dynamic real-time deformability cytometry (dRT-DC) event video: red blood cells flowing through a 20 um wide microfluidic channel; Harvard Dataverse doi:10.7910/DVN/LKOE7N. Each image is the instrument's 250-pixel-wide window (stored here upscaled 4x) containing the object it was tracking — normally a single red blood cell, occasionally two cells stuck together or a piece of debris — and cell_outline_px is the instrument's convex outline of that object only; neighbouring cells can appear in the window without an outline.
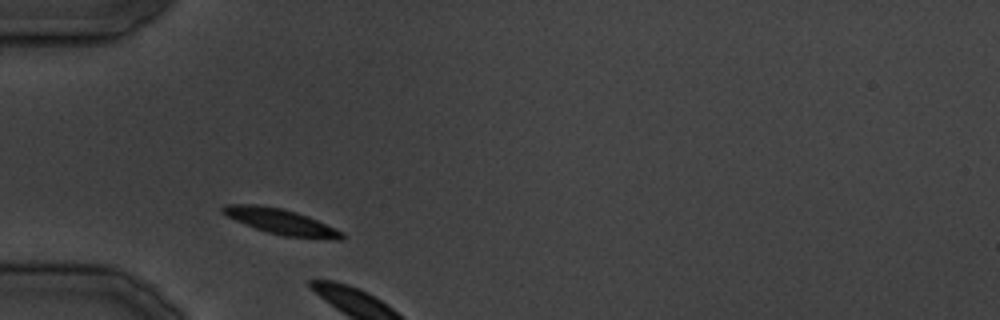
{"species": "common noctule bat (a hibernating species)", "species_latin": "Nyctalus noctula", "temperature_condition": "cold", "stored_images_in_passage": 4, "camera_frame_rate_fps": 3000, "um_per_image_px": 0.085, "animal": {"sex": "male", "body_mass_g": 19.5, "forearm_length_mm": 54.6}, "frame": {"image": 1, "passage_image": 2, "time_ms": 2.333, "image_size_px": [1000, 320], "cell_outline_px": [[344, 240], [336, 240], [284, 236], [268, 232], [256, 228], [236, 220], [220, 212], [220, 208], [224, 204], [256, 204], [280, 208], [296, 212], [308, 216], [344, 232]], "centroid_in_image_um": [23.91, 18.84], "position_along_channel_um": 61.1, "area_um2": 17.69}}